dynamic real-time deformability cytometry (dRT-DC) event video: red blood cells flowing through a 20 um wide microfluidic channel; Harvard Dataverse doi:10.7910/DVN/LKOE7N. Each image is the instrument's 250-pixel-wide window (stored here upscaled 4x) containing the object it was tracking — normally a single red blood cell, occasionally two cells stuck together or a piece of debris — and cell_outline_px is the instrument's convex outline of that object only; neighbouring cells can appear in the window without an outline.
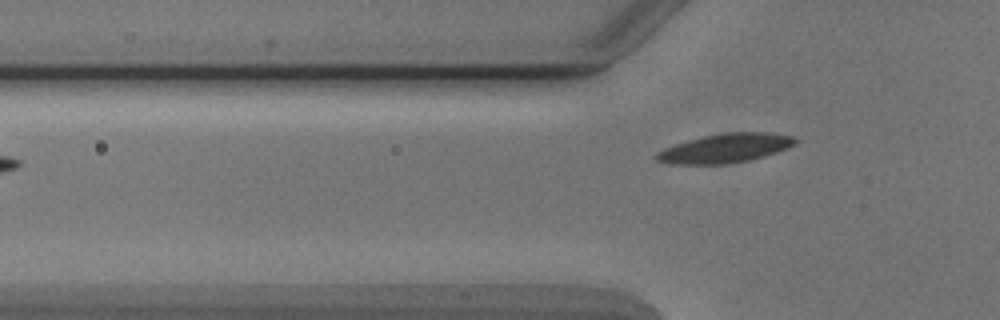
{"species": "Egyptian fruit bat (a non-hibernating species)", "species_latin": "Rousettus aegyptiacus", "temperature_condition": "cold", "stored_images_in_passage": 5, "camera_frame_rate_fps": 3000, "um_per_image_px": 0.085, "animal": {"sex": "male"}, "frame": {"image": 1, "passage_image": 5, "time_ms": 4.333, "image_size_px": [1000, 320], "cell_outline_px": [[796, 144], [788, 148], [764, 156], [748, 160], [724, 164], [672, 164], [656, 160], [652, 156], [656, 152], [664, 148], [688, 140], [704, 136], [724, 132], [768, 132], [792, 136], [796, 140]], "centroid_in_image_um": [61.62, 12.59], "position_along_channel_um": 64.2, "area_um2": 23.47}}